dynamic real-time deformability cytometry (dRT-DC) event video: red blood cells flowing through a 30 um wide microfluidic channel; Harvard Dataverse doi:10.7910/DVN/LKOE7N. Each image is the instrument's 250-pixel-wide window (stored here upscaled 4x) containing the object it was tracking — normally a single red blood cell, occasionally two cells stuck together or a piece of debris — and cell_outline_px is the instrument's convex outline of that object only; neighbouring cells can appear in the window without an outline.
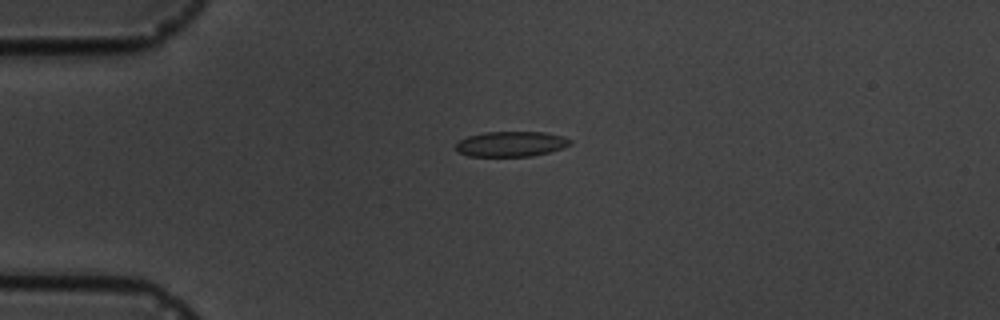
{"species": "common noctule bat (a hibernating species)", "species_latin": "Nyctalus noctula", "temperature_condition": "cold", "stored_images_in_passage": 2, "camera_frame_rate_fps": 3000, "um_per_image_px": 0.085, "animal": {"sex": "male", "body_mass_g": 19.5, "forearm_length_mm": 54.6}, "frame": {"image": 1, "passage_image": 1, "time_ms": 0.0, "image_size_px": [1000, 320], "cell_outline_px": [[572, 144], [564, 148], [532, 156], [468, 156], [456, 152], [456, 144], [460, 140], [468, 136], [484, 132], [544, 132], [560, 136], [572, 140]], "centroid_in_image_um": [43.43, 12.24], "position_along_channel_um": 41.6, "area_um2": 16.82}}